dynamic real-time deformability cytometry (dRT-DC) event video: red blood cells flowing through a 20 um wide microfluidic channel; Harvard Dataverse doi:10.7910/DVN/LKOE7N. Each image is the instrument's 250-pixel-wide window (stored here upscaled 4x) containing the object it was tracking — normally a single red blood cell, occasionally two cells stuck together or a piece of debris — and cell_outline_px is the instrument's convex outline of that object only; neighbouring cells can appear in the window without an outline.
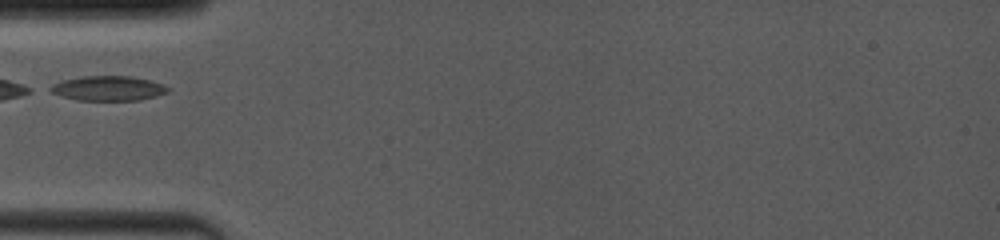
{"species": "common noctule bat (a hibernating species)", "species_latin": "Nyctalus noctula", "temperature_condition": "room temperature", "stored_images_in_passage": 46, "camera_frame_rate_fps": 4000, "um_per_image_px": 0.085, "animal": {"sex": "female", "body_mass_g": 19.0, "forearm_length_mm": 53.3}, "frame": {"image": 1, "passage_image": 1, "time_ms": 0.0, "image_size_px": [1000, 240], "cell_outline_px": [[168, 92], [156, 96], [140, 100], [76, 100], [60, 96], [44, 88], [52, 84], [64, 80], [84, 76], [128, 76], [148, 80], [160, 84], [168, 88]], "centroid_in_image_um": [9.11, 7.51], "position_along_channel_um": 75.9, "area_um2": 16.82}}